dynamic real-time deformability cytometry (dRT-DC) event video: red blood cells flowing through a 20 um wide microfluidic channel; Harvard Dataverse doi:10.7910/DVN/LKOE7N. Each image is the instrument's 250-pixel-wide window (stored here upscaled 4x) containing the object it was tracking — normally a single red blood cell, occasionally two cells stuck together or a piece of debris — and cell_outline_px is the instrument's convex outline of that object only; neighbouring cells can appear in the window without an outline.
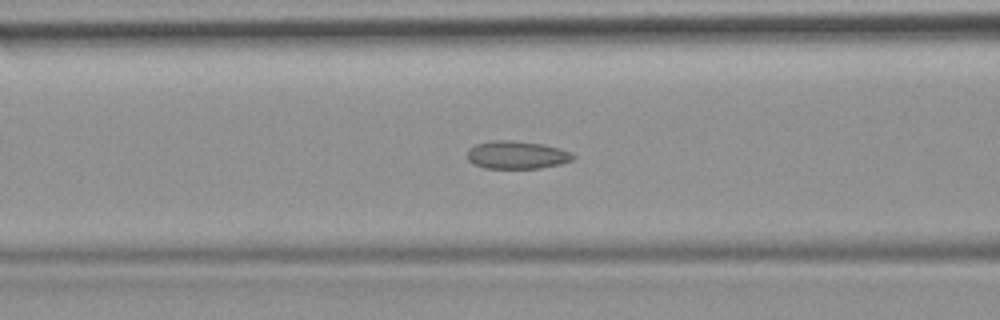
{"species": "common noctule bat (a hibernating species)", "species_latin": "Nyctalus noctula", "temperature_condition": "room temperature", "stored_images_in_passage": 45, "camera_frame_rate_fps": 3000, "um_per_image_px": 0.085, "animal": {"sex": "female", "body_mass_g": 19.9}, "frame": {"image": 1, "passage_image": 20, "time_ms": 6.333, "image_size_px": [1000, 320], "cell_outline_px": [[576, 156], [572, 160], [560, 164], [540, 168], [484, 168], [472, 164], [468, 160], [468, 148], [476, 144], [492, 140], [512, 140], [544, 144], [572, 152]], "centroid_in_image_um": [43.92, 13.16], "position_along_channel_um": 122.7, "area_um2": 17.34}, "authors_computed_cell_mechanics": {"area_um2": 17.34, "velocity_mm_per_s": 3.8995, "shape_relaxation_time_tau1_ms": null, "shape_relaxation_time_tau2_ms": 1.4692, "deformation_change_tau1": null, "deformation_change_tau2": 0.0662}}